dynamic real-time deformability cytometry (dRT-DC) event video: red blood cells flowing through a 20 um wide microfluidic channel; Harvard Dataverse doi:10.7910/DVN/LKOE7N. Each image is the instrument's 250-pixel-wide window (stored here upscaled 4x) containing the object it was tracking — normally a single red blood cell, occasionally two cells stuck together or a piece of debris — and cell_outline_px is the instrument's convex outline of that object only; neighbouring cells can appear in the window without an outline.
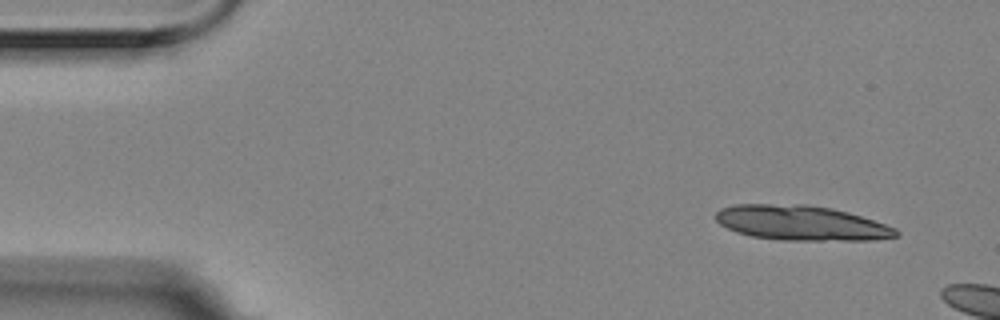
{"species": "Egyptian fruit bat (a non-hibernating species)", "species_latin": "Rousettus aegyptiacus", "temperature_condition": "room temperature", "stored_images_in_passage": 2, "segment_of_instrument_passage": [2, 2], "camera_frame_rate_fps": 3000, "um_per_image_px": 0.085, "animal": {"sex": "female"}, "frame": {"image": 1, "passage_image": 2, "time_ms": 0.333, "image_size_px": [1000, 320], "cell_outline_px": [[900, 236], [872, 240], [784, 240], [752, 236], [736, 232], [720, 224], [716, 220], [716, 212], [720, 208], [732, 204], [808, 204], [832, 208], [848, 212], [896, 228], [900, 232]], "centroid_in_image_um": [68.1, 18.94], "position_along_channel_um": 16.9, "area_um2": 36.7}}